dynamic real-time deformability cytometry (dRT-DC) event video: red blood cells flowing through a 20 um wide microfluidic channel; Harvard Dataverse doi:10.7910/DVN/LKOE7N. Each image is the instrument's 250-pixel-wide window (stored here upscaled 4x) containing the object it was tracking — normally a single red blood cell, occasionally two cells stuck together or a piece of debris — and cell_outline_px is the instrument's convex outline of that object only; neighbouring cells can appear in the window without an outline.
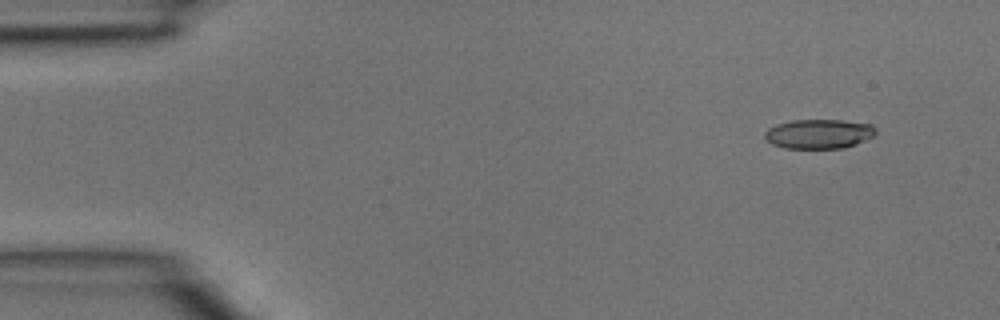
{"species": "common noctule bat (a hibernating species)", "species_latin": "Nyctalus noctula", "temperature_condition": "room temperature", "stored_images_in_passage": 3, "camera_frame_rate_fps": 3000, "um_per_image_px": 0.085, "animal": {"sex": "male", "body_mass_g": 15.6}, "frame": {"image": 1, "passage_image": 1, "time_ms": 0.0, "image_size_px": [1000, 320], "cell_outline_px": [[876, 136], [856, 144], [844, 148], [784, 148], [772, 144], [764, 136], [764, 132], [768, 128], [776, 124], [792, 120], [844, 120], [872, 124], [876, 128]], "centroid_in_image_um": [69.64, 11.37], "position_along_channel_um": 15.4, "area_um2": 19.25}}